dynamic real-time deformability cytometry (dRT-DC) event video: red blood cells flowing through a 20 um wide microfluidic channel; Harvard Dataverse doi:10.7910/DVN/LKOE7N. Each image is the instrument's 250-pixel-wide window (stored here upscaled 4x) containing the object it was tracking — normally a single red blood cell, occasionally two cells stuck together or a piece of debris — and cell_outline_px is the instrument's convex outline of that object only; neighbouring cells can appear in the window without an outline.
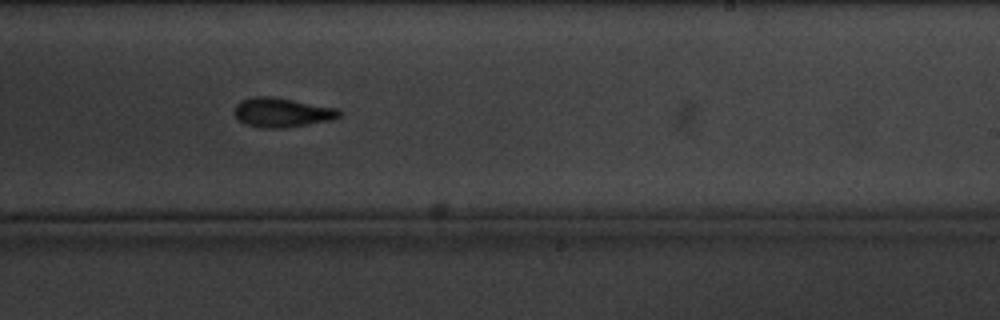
{"species": "common noctule bat (a hibernating species)", "species_latin": "Nyctalus noctula", "temperature_condition": "cold", "stored_images_in_passage": 12, "camera_frame_rate_fps": 3000, "um_per_image_px": 0.085, "animal": {"sex": "male", "body_mass_g": 20.1, "forearm_length_mm": 53.5}, "frame": {"image": 1, "passage_image": 10, "time_ms": 11.333, "image_size_px": [1000, 320], "cell_outline_px": [[340, 116], [332, 120], [284, 128], [264, 128], [244, 124], [236, 116], [236, 104], [240, 100], [256, 96], [272, 96], [340, 108]], "centroid_in_image_um": [24.0, 9.55], "position_along_channel_um": 265.0, "area_um2": 17.98}}